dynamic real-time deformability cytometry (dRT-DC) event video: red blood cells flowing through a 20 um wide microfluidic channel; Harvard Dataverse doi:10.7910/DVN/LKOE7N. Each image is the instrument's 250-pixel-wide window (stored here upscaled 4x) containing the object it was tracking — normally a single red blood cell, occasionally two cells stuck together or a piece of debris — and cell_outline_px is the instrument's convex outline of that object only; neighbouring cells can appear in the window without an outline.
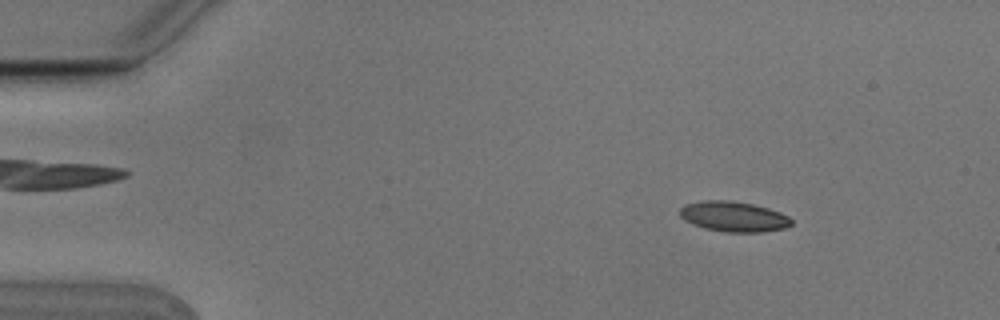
{"species": "Egyptian fruit bat (a non-hibernating species)", "species_latin": "Rousettus aegyptiacus", "temperature_condition": "cold", "stored_images_in_passage": 5, "camera_frame_rate_fps": 3000, "um_per_image_px": 0.085, "animal": {"sex": "male"}, "frame": {"image": 1, "passage_image": 2, "time_ms": 0.333, "image_size_px": [1000, 320], "cell_outline_px": [[792, 224], [784, 228], [760, 232], [724, 232], [704, 228], [692, 224], [684, 220], [680, 216], [680, 208], [684, 204], [704, 200], [732, 200], [752, 204], [768, 208], [780, 212], [788, 216], [792, 220]], "centroid_in_image_um": [62.33, 18.4], "position_along_channel_um": 22.7, "area_um2": 19.77}}
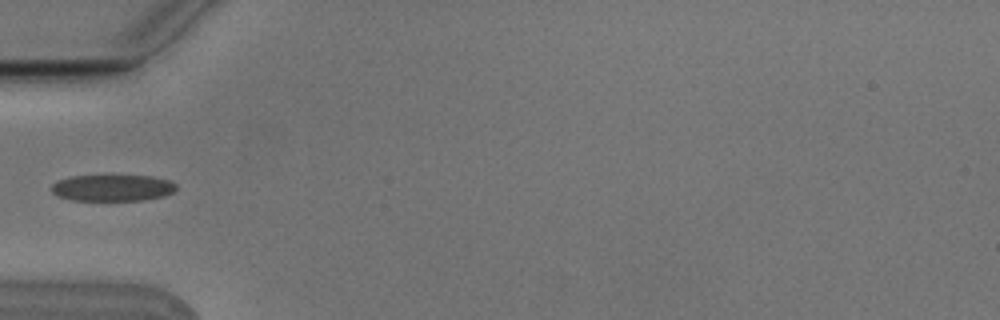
{"frame": {"image": 2, "passage_image": 5, "time_ms": 1.333, "image_size_px": [1000, 320], "cell_outline_px": [[176, 188], [172, 192], [164, 196], [144, 200], [68, 200], [56, 196], [48, 188], [52, 184], [60, 180], [72, 176], [152, 176], [168, 180], [176, 184]], "centroid_in_image_um": [9.52, 15.98], "position_along_channel_um": 75.5, "area_um2": 19.25}}